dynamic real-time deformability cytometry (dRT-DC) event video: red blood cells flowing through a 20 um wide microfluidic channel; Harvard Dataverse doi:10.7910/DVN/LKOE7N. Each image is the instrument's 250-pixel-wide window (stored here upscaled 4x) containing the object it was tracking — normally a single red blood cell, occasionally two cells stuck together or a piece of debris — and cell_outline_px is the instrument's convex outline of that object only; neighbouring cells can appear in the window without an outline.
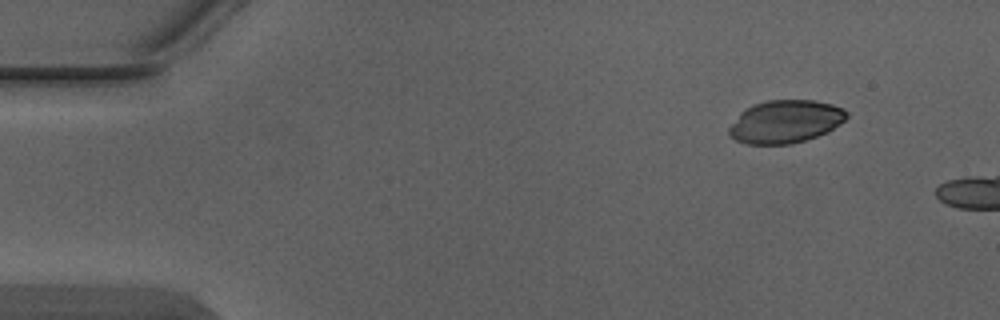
{"species": "Egyptian fruit bat (a non-hibernating species)", "species_latin": "Rousettus aegyptiacus", "temperature_condition": "warm", "stored_images_in_passage": 3, "camera_frame_rate_fps": 3000, "um_per_image_px": 0.085, "animal": {"sex": "male"}, "frame": {"image": 1, "passage_image": 1, "time_ms": 0.0, "image_size_px": [1000, 320], "cell_outline_px": [[848, 116], [840, 124], [828, 132], [804, 140], [788, 144], [748, 144], [736, 140], [728, 132], [728, 128], [740, 112], [752, 104], [768, 100], [812, 100], [832, 104], [844, 108], [848, 112]], "centroid_in_image_um": [66.77, 10.32], "position_along_channel_um": 18.2, "area_um2": 29.36}}